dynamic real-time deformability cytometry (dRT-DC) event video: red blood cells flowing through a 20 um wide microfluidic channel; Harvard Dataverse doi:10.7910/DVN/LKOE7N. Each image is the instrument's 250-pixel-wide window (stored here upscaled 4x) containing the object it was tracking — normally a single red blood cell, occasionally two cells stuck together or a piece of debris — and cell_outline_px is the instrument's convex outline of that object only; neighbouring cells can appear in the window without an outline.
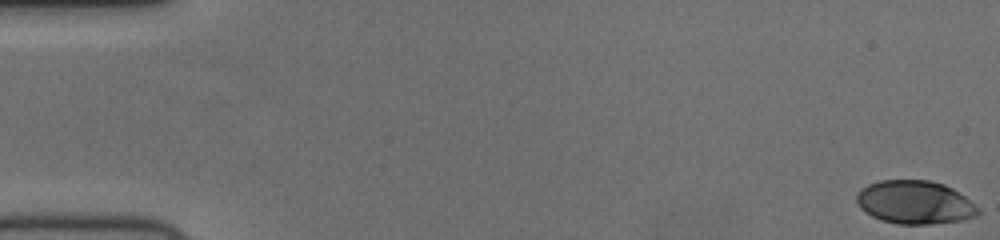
{"species": "human", "species_latin": "Homo sapiens", "temperature_condition": "cold", "stored_images_in_passage": 58, "camera_frame_rate_fps": 3000, "um_per_image_px": 0.085, "donor": {"sex": "female"}, "frame": {"image": 1, "passage_image": 1, "time_ms": 0.0, "image_size_px": [1000, 240], "cell_outline_px": [[980, 212], [976, 216], [960, 220], [932, 224], [896, 224], [872, 216], [860, 208], [856, 200], [856, 196], [860, 188], [868, 184], [880, 180], [928, 180], [944, 184], [952, 188], [964, 196]], "centroid_in_image_um": [77.72, 17.19], "position_along_channel_um": 7.3, "area_um2": 30.46}}
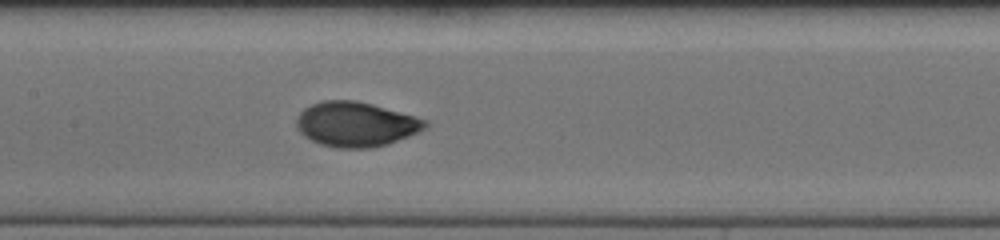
{"frame": {"image": 2, "passage_image": 28, "time_ms": 9.0, "image_size_px": [1000, 240], "cell_outline_px": [[428, 128], [388, 144], [372, 148], [336, 148], [320, 144], [304, 136], [296, 128], [296, 116], [304, 108], [312, 104], [324, 100], [356, 100], [372, 104], [428, 120]], "centroid_in_image_um": [30.24, 10.56], "position_along_channel_um": 177.2, "area_um2": 33.7}}
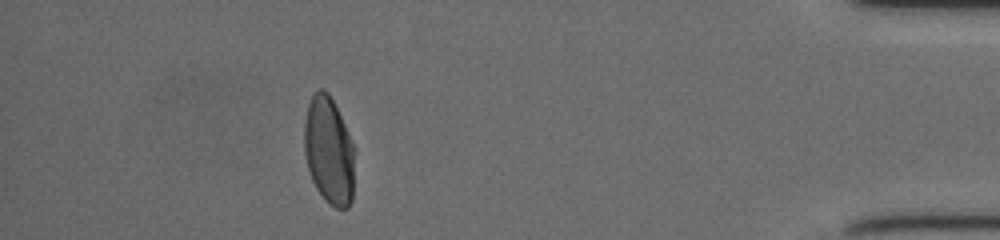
{"frame": {"image": 3, "passage_image": 51, "time_ms": 16.667, "image_size_px": [1000, 240], "cell_outline_px": [[356, 152], [352, 200], [348, 208], [336, 208], [328, 204], [324, 200], [316, 188], [312, 180], [308, 168], [304, 152], [304, 120], [308, 104], [316, 88], [324, 88], [328, 92], [344, 124]], "centroid_in_image_um": [27.96, 12.83], "position_along_channel_um": 407.2, "area_um2": 32.02}, "authors_computed_cell_mechanics": {"area_um2": 32.1657, "velocity_mm_per_s": 3.691, "shape_relaxation_time_tau1_ms": 4.1815, "shape_relaxation_time_tau2_ms": null, "deformation_change_tau1": 0.1675, "deformation_change_tau2": null}}